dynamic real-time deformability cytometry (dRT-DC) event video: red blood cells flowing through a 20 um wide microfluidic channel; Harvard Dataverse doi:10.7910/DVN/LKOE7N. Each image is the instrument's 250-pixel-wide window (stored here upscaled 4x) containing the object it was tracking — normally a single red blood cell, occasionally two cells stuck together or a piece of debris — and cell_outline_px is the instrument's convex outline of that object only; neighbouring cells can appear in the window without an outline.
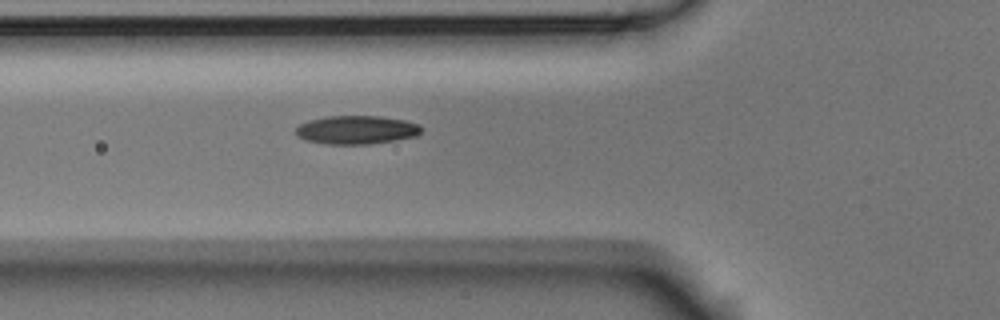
{"species": "Egyptian fruit bat (a non-hibernating species)", "species_latin": "Rousettus aegyptiacus", "temperature_condition": "room temperature", "stored_images_in_passage": 5, "camera_frame_rate_fps": 3000, "um_per_image_px": 0.085, "animal": {"sex": "male"}, "frame": {"image": 1, "passage_image": 5, "time_ms": 1.333, "image_size_px": [1000, 320], "cell_outline_px": [[420, 132], [416, 136], [396, 140], [368, 144], [328, 144], [304, 140], [296, 136], [296, 128], [300, 124], [308, 120], [328, 116], [380, 116], [404, 120], [420, 124]], "centroid_in_image_um": [30.28, 11.04], "position_along_channel_um": 95.5, "area_um2": 20.87}}